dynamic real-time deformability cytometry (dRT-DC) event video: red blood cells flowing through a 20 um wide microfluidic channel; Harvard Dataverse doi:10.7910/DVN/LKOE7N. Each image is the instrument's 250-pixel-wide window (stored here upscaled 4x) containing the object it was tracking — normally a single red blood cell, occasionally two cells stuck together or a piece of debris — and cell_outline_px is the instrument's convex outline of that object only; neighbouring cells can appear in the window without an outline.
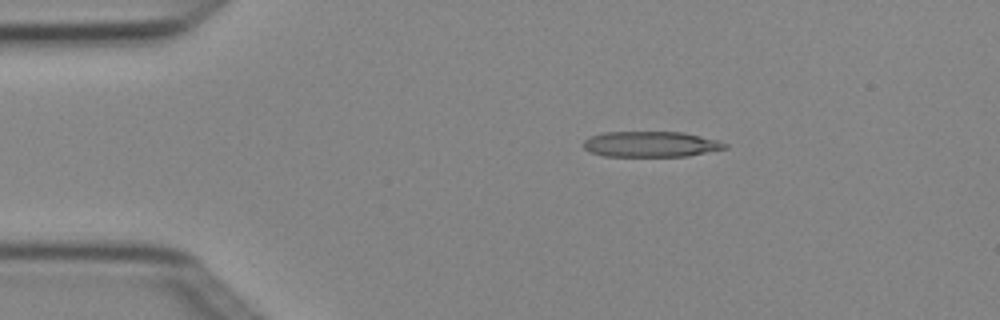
{"species": "Egyptian fruit bat (a non-hibernating species)", "species_latin": "Rousettus aegyptiacus", "temperature_condition": "cold", "stored_images_in_passage": 5, "camera_frame_rate_fps": 3000, "um_per_image_px": 0.085, "animal": {"sex": "female"}, "frame": {"image": 1, "passage_image": 3, "time_ms": 0.667, "image_size_px": [1000, 320], "cell_outline_px": [[728, 148], [688, 156], [604, 156], [588, 152], [584, 148], [584, 140], [592, 136], [604, 132], [684, 132], [720, 140], [728, 144]], "centroid_in_image_um": [55.36, 12.26], "position_along_channel_um": 29.6, "area_um2": 21.27}}
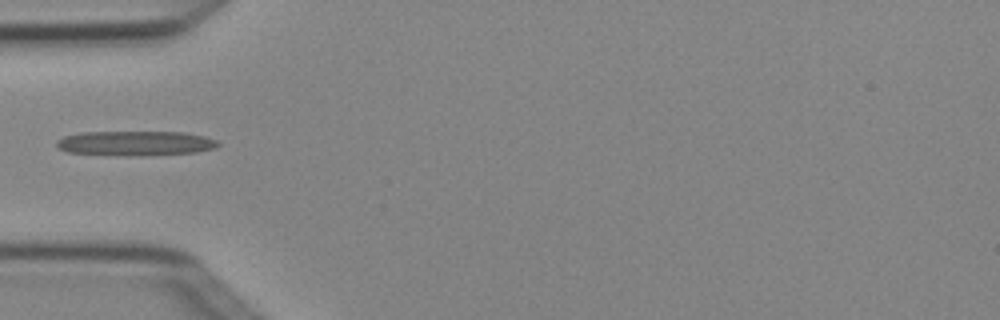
{"frame": {"image": 2, "passage_image": 5, "time_ms": 1.333, "image_size_px": [1000, 320], "cell_outline_px": [[220, 144], [216, 148], [196, 152], [144, 156], [140, 156], [68, 152], [60, 148], [56, 144], [56, 140], [64, 136], [80, 132], [184, 132], [204, 136], [216, 140]], "centroid_in_image_um": [11.54, 12.17], "position_along_channel_um": 73.5, "area_um2": 23.18}}